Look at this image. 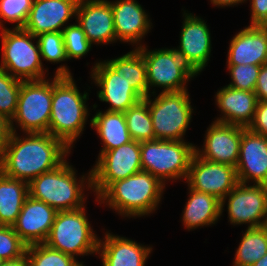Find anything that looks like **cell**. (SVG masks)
Segmentation results:
<instances>
[{
	"label": "cell",
	"mask_w": 267,
	"mask_h": 266,
	"mask_svg": "<svg viewBox=\"0 0 267 266\" xmlns=\"http://www.w3.org/2000/svg\"><path fill=\"white\" fill-rule=\"evenodd\" d=\"M238 182L267 185V138L246 128L242 132L238 163Z\"/></svg>",
	"instance_id": "obj_17"
},
{
	"label": "cell",
	"mask_w": 267,
	"mask_h": 266,
	"mask_svg": "<svg viewBox=\"0 0 267 266\" xmlns=\"http://www.w3.org/2000/svg\"><path fill=\"white\" fill-rule=\"evenodd\" d=\"M180 32V45L177 47L201 73L211 56V36L205 20L185 13Z\"/></svg>",
	"instance_id": "obj_22"
},
{
	"label": "cell",
	"mask_w": 267,
	"mask_h": 266,
	"mask_svg": "<svg viewBox=\"0 0 267 266\" xmlns=\"http://www.w3.org/2000/svg\"><path fill=\"white\" fill-rule=\"evenodd\" d=\"M254 93L258 101H267V63L260 67Z\"/></svg>",
	"instance_id": "obj_40"
},
{
	"label": "cell",
	"mask_w": 267,
	"mask_h": 266,
	"mask_svg": "<svg viewBox=\"0 0 267 266\" xmlns=\"http://www.w3.org/2000/svg\"><path fill=\"white\" fill-rule=\"evenodd\" d=\"M245 129V127L213 121L207 128L202 150L195 147V154L211 162L236 167L242 132Z\"/></svg>",
	"instance_id": "obj_14"
},
{
	"label": "cell",
	"mask_w": 267,
	"mask_h": 266,
	"mask_svg": "<svg viewBox=\"0 0 267 266\" xmlns=\"http://www.w3.org/2000/svg\"><path fill=\"white\" fill-rule=\"evenodd\" d=\"M142 170L140 142L131 140L98 156L93 166L92 191L98 198L113 182L123 180Z\"/></svg>",
	"instance_id": "obj_11"
},
{
	"label": "cell",
	"mask_w": 267,
	"mask_h": 266,
	"mask_svg": "<svg viewBox=\"0 0 267 266\" xmlns=\"http://www.w3.org/2000/svg\"><path fill=\"white\" fill-rule=\"evenodd\" d=\"M22 80L0 69V114L9 121L15 116Z\"/></svg>",
	"instance_id": "obj_32"
},
{
	"label": "cell",
	"mask_w": 267,
	"mask_h": 266,
	"mask_svg": "<svg viewBox=\"0 0 267 266\" xmlns=\"http://www.w3.org/2000/svg\"><path fill=\"white\" fill-rule=\"evenodd\" d=\"M62 35L68 60H71V58L80 59L92 47V43L87 39L86 34L78 23L65 26L62 30Z\"/></svg>",
	"instance_id": "obj_33"
},
{
	"label": "cell",
	"mask_w": 267,
	"mask_h": 266,
	"mask_svg": "<svg viewBox=\"0 0 267 266\" xmlns=\"http://www.w3.org/2000/svg\"><path fill=\"white\" fill-rule=\"evenodd\" d=\"M75 18L92 44L107 45L117 41L108 0H79Z\"/></svg>",
	"instance_id": "obj_16"
},
{
	"label": "cell",
	"mask_w": 267,
	"mask_h": 266,
	"mask_svg": "<svg viewBox=\"0 0 267 266\" xmlns=\"http://www.w3.org/2000/svg\"><path fill=\"white\" fill-rule=\"evenodd\" d=\"M2 56L0 69L22 81L46 79L38 41L23 28H4L0 33Z\"/></svg>",
	"instance_id": "obj_6"
},
{
	"label": "cell",
	"mask_w": 267,
	"mask_h": 266,
	"mask_svg": "<svg viewBox=\"0 0 267 266\" xmlns=\"http://www.w3.org/2000/svg\"><path fill=\"white\" fill-rule=\"evenodd\" d=\"M52 103V81L49 79L22 81L17 110L10 121L11 132H17L14 122L24 133L49 132Z\"/></svg>",
	"instance_id": "obj_10"
},
{
	"label": "cell",
	"mask_w": 267,
	"mask_h": 266,
	"mask_svg": "<svg viewBox=\"0 0 267 266\" xmlns=\"http://www.w3.org/2000/svg\"><path fill=\"white\" fill-rule=\"evenodd\" d=\"M4 263V260L0 258V266Z\"/></svg>",
	"instance_id": "obj_45"
},
{
	"label": "cell",
	"mask_w": 267,
	"mask_h": 266,
	"mask_svg": "<svg viewBox=\"0 0 267 266\" xmlns=\"http://www.w3.org/2000/svg\"><path fill=\"white\" fill-rule=\"evenodd\" d=\"M78 1L34 0L23 29L35 37L42 33L62 32L70 18L76 16Z\"/></svg>",
	"instance_id": "obj_19"
},
{
	"label": "cell",
	"mask_w": 267,
	"mask_h": 266,
	"mask_svg": "<svg viewBox=\"0 0 267 266\" xmlns=\"http://www.w3.org/2000/svg\"><path fill=\"white\" fill-rule=\"evenodd\" d=\"M227 198L228 218L232 225L248 224L247 228L265 225L267 185L238 183L221 202V213H223Z\"/></svg>",
	"instance_id": "obj_12"
},
{
	"label": "cell",
	"mask_w": 267,
	"mask_h": 266,
	"mask_svg": "<svg viewBox=\"0 0 267 266\" xmlns=\"http://www.w3.org/2000/svg\"><path fill=\"white\" fill-rule=\"evenodd\" d=\"M187 91L160 92L154 101L150 99L151 94L143 98L148 104L155 139L185 141L194 112Z\"/></svg>",
	"instance_id": "obj_9"
},
{
	"label": "cell",
	"mask_w": 267,
	"mask_h": 266,
	"mask_svg": "<svg viewBox=\"0 0 267 266\" xmlns=\"http://www.w3.org/2000/svg\"><path fill=\"white\" fill-rule=\"evenodd\" d=\"M56 214L53 207L28 195L12 227L27 246L44 243Z\"/></svg>",
	"instance_id": "obj_18"
},
{
	"label": "cell",
	"mask_w": 267,
	"mask_h": 266,
	"mask_svg": "<svg viewBox=\"0 0 267 266\" xmlns=\"http://www.w3.org/2000/svg\"><path fill=\"white\" fill-rule=\"evenodd\" d=\"M27 245L20 239L12 226L0 225V258L13 260L26 253Z\"/></svg>",
	"instance_id": "obj_37"
},
{
	"label": "cell",
	"mask_w": 267,
	"mask_h": 266,
	"mask_svg": "<svg viewBox=\"0 0 267 266\" xmlns=\"http://www.w3.org/2000/svg\"><path fill=\"white\" fill-rule=\"evenodd\" d=\"M66 65L57 68L52 80V103L49 133L61 139L70 149L81 136L87 122L88 93H80Z\"/></svg>",
	"instance_id": "obj_2"
},
{
	"label": "cell",
	"mask_w": 267,
	"mask_h": 266,
	"mask_svg": "<svg viewBox=\"0 0 267 266\" xmlns=\"http://www.w3.org/2000/svg\"><path fill=\"white\" fill-rule=\"evenodd\" d=\"M250 25L267 26V0H250Z\"/></svg>",
	"instance_id": "obj_39"
},
{
	"label": "cell",
	"mask_w": 267,
	"mask_h": 266,
	"mask_svg": "<svg viewBox=\"0 0 267 266\" xmlns=\"http://www.w3.org/2000/svg\"><path fill=\"white\" fill-rule=\"evenodd\" d=\"M124 114L132 140L142 142L155 139L150 111L144 99L130 107Z\"/></svg>",
	"instance_id": "obj_30"
},
{
	"label": "cell",
	"mask_w": 267,
	"mask_h": 266,
	"mask_svg": "<svg viewBox=\"0 0 267 266\" xmlns=\"http://www.w3.org/2000/svg\"><path fill=\"white\" fill-rule=\"evenodd\" d=\"M103 142L99 156L105 152L130 142V137L124 112L98 111L90 120Z\"/></svg>",
	"instance_id": "obj_26"
},
{
	"label": "cell",
	"mask_w": 267,
	"mask_h": 266,
	"mask_svg": "<svg viewBox=\"0 0 267 266\" xmlns=\"http://www.w3.org/2000/svg\"><path fill=\"white\" fill-rule=\"evenodd\" d=\"M105 62L143 98L148 96L146 64L143 55L137 48L121 57Z\"/></svg>",
	"instance_id": "obj_28"
},
{
	"label": "cell",
	"mask_w": 267,
	"mask_h": 266,
	"mask_svg": "<svg viewBox=\"0 0 267 266\" xmlns=\"http://www.w3.org/2000/svg\"><path fill=\"white\" fill-rule=\"evenodd\" d=\"M227 65L267 63V26L249 25L232 38Z\"/></svg>",
	"instance_id": "obj_21"
},
{
	"label": "cell",
	"mask_w": 267,
	"mask_h": 266,
	"mask_svg": "<svg viewBox=\"0 0 267 266\" xmlns=\"http://www.w3.org/2000/svg\"><path fill=\"white\" fill-rule=\"evenodd\" d=\"M248 129L267 138V101H258L254 119Z\"/></svg>",
	"instance_id": "obj_38"
},
{
	"label": "cell",
	"mask_w": 267,
	"mask_h": 266,
	"mask_svg": "<svg viewBox=\"0 0 267 266\" xmlns=\"http://www.w3.org/2000/svg\"><path fill=\"white\" fill-rule=\"evenodd\" d=\"M265 227H266V229H267V218H266V223H265V225H264Z\"/></svg>",
	"instance_id": "obj_46"
},
{
	"label": "cell",
	"mask_w": 267,
	"mask_h": 266,
	"mask_svg": "<svg viewBox=\"0 0 267 266\" xmlns=\"http://www.w3.org/2000/svg\"><path fill=\"white\" fill-rule=\"evenodd\" d=\"M216 105L223 114L215 121L248 128L254 119L257 96L254 92L224 86L215 95Z\"/></svg>",
	"instance_id": "obj_23"
},
{
	"label": "cell",
	"mask_w": 267,
	"mask_h": 266,
	"mask_svg": "<svg viewBox=\"0 0 267 266\" xmlns=\"http://www.w3.org/2000/svg\"><path fill=\"white\" fill-rule=\"evenodd\" d=\"M26 254L30 266H82L76 258L53 249L45 243L27 246Z\"/></svg>",
	"instance_id": "obj_31"
},
{
	"label": "cell",
	"mask_w": 267,
	"mask_h": 266,
	"mask_svg": "<svg viewBox=\"0 0 267 266\" xmlns=\"http://www.w3.org/2000/svg\"><path fill=\"white\" fill-rule=\"evenodd\" d=\"M104 237V241L99 239L97 250L103 266H145L152 247L110 232Z\"/></svg>",
	"instance_id": "obj_24"
},
{
	"label": "cell",
	"mask_w": 267,
	"mask_h": 266,
	"mask_svg": "<svg viewBox=\"0 0 267 266\" xmlns=\"http://www.w3.org/2000/svg\"><path fill=\"white\" fill-rule=\"evenodd\" d=\"M186 182L190 188L212 195L221 202L239 183L235 167L211 162L196 154L192 157Z\"/></svg>",
	"instance_id": "obj_13"
},
{
	"label": "cell",
	"mask_w": 267,
	"mask_h": 266,
	"mask_svg": "<svg viewBox=\"0 0 267 266\" xmlns=\"http://www.w3.org/2000/svg\"><path fill=\"white\" fill-rule=\"evenodd\" d=\"M165 185L147 171H139L113 182L96 200L106 203L123 217H141L153 213L160 204Z\"/></svg>",
	"instance_id": "obj_3"
},
{
	"label": "cell",
	"mask_w": 267,
	"mask_h": 266,
	"mask_svg": "<svg viewBox=\"0 0 267 266\" xmlns=\"http://www.w3.org/2000/svg\"><path fill=\"white\" fill-rule=\"evenodd\" d=\"M211 3L216 6V7H225V6H234L237 5L239 3H243L246 0H210Z\"/></svg>",
	"instance_id": "obj_43"
},
{
	"label": "cell",
	"mask_w": 267,
	"mask_h": 266,
	"mask_svg": "<svg viewBox=\"0 0 267 266\" xmlns=\"http://www.w3.org/2000/svg\"><path fill=\"white\" fill-rule=\"evenodd\" d=\"M34 0H0V28L3 22L16 23L14 28H23ZM4 20V21H3Z\"/></svg>",
	"instance_id": "obj_34"
},
{
	"label": "cell",
	"mask_w": 267,
	"mask_h": 266,
	"mask_svg": "<svg viewBox=\"0 0 267 266\" xmlns=\"http://www.w3.org/2000/svg\"><path fill=\"white\" fill-rule=\"evenodd\" d=\"M91 71V78L100 90V101L111 104L107 111L125 112L143 97L105 61L97 62Z\"/></svg>",
	"instance_id": "obj_15"
},
{
	"label": "cell",
	"mask_w": 267,
	"mask_h": 266,
	"mask_svg": "<svg viewBox=\"0 0 267 266\" xmlns=\"http://www.w3.org/2000/svg\"><path fill=\"white\" fill-rule=\"evenodd\" d=\"M144 57L150 87H162L161 92L186 90V83L200 72L178 48L148 50L145 45L137 48Z\"/></svg>",
	"instance_id": "obj_8"
},
{
	"label": "cell",
	"mask_w": 267,
	"mask_h": 266,
	"mask_svg": "<svg viewBox=\"0 0 267 266\" xmlns=\"http://www.w3.org/2000/svg\"><path fill=\"white\" fill-rule=\"evenodd\" d=\"M251 266H267V253Z\"/></svg>",
	"instance_id": "obj_44"
},
{
	"label": "cell",
	"mask_w": 267,
	"mask_h": 266,
	"mask_svg": "<svg viewBox=\"0 0 267 266\" xmlns=\"http://www.w3.org/2000/svg\"><path fill=\"white\" fill-rule=\"evenodd\" d=\"M40 55L45 61L60 63L68 60L62 32H48L36 36Z\"/></svg>",
	"instance_id": "obj_35"
},
{
	"label": "cell",
	"mask_w": 267,
	"mask_h": 266,
	"mask_svg": "<svg viewBox=\"0 0 267 266\" xmlns=\"http://www.w3.org/2000/svg\"><path fill=\"white\" fill-rule=\"evenodd\" d=\"M25 137L11 132L0 156V171L11 178L29 183L37 176L61 165L71 149L49 132L24 133Z\"/></svg>",
	"instance_id": "obj_1"
},
{
	"label": "cell",
	"mask_w": 267,
	"mask_h": 266,
	"mask_svg": "<svg viewBox=\"0 0 267 266\" xmlns=\"http://www.w3.org/2000/svg\"><path fill=\"white\" fill-rule=\"evenodd\" d=\"M2 266H30V265H29L28 256L25 253L19 258L4 261Z\"/></svg>",
	"instance_id": "obj_42"
},
{
	"label": "cell",
	"mask_w": 267,
	"mask_h": 266,
	"mask_svg": "<svg viewBox=\"0 0 267 266\" xmlns=\"http://www.w3.org/2000/svg\"><path fill=\"white\" fill-rule=\"evenodd\" d=\"M87 174L78 181L75 168L65 160L57 168L32 179L28 183V192L31 197L45 202L57 212L76 210L85 206V187L87 190L93 189L91 170Z\"/></svg>",
	"instance_id": "obj_4"
},
{
	"label": "cell",
	"mask_w": 267,
	"mask_h": 266,
	"mask_svg": "<svg viewBox=\"0 0 267 266\" xmlns=\"http://www.w3.org/2000/svg\"><path fill=\"white\" fill-rule=\"evenodd\" d=\"M195 145L185 141L149 140L140 142L142 171L167 180L187 179Z\"/></svg>",
	"instance_id": "obj_5"
},
{
	"label": "cell",
	"mask_w": 267,
	"mask_h": 266,
	"mask_svg": "<svg viewBox=\"0 0 267 266\" xmlns=\"http://www.w3.org/2000/svg\"><path fill=\"white\" fill-rule=\"evenodd\" d=\"M10 134V121L0 114V156L8 143Z\"/></svg>",
	"instance_id": "obj_41"
},
{
	"label": "cell",
	"mask_w": 267,
	"mask_h": 266,
	"mask_svg": "<svg viewBox=\"0 0 267 266\" xmlns=\"http://www.w3.org/2000/svg\"><path fill=\"white\" fill-rule=\"evenodd\" d=\"M227 66L232 80V82H230L228 86L237 90L249 92L255 91V86L261 66L252 64Z\"/></svg>",
	"instance_id": "obj_36"
},
{
	"label": "cell",
	"mask_w": 267,
	"mask_h": 266,
	"mask_svg": "<svg viewBox=\"0 0 267 266\" xmlns=\"http://www.w3.org/2000/svg\"><path fill=\"white\" fill-rule=\"evenodd\" d=\"M267 253L265 226L247 228L236 250L233 266H251Z\"/></svg>",
	"instance_id": "obj_29"
},
{
	"label": "cell",
	"mask_w": 267,
	"mask_h": 266,
	"mask_svg": "<svg viewBox=\"0 0 267 266\" xmlns=\"http://www.w3.org/2000/svg\"><path fill=\"white\" fill-rule=\"evenodd\" d=\"M29 195L28 183L0 171V225L13 226Z\"/></svg>",
	"instance_id": "obj_27"
},
{
	"label": "cell",
	"mask_w": 267,
	"mask_h": 266,
	"mask_svg": "<svg viewBox=\"0 0 267 266\" xmlns=\"http://www.w3.org/2000/svg\"><path fill=\"white\" fill-rule=\"evenodd\" d=\"M189 198L185 204L182 222L189 230L215 224L222 215L221 201L188 186Z\"/></svg>",
	"instance_id": "obj_25"
},
{
	"label": "cell",
	"mask_w": 267,
	"mask_h": 266,
	"mask_svg": "<svg viewBox=\"0 0 267 266\" xmlns=\"http://www.w3.org/2000/svg\"><path fill=\"white\" fill-rule=\"evenodd\" d=\"M113 11L116 39L120 42L137 44L151 29L152 23L148 14L136 0L109 1ZM139 43V46H138Z\"/></svg>",
	"instance_id": "obj_20"
},
{
	"label": "cell",
	"mask_w": 267,
	"mask_h": 266,
	"mask_svg": "<svg viewBox=\"0 0 267 266\" xmlns=\"http://www.w3.org/2000/svg\"><path fill=\"white\" fill-rule=\"evenodd\" d=\"M85 210L81 207L57 212L44 243L74 258L97 254L99 238L94 234Z\"/></svg>",
	"instance_id": "obj_7"
}]
</instances>
